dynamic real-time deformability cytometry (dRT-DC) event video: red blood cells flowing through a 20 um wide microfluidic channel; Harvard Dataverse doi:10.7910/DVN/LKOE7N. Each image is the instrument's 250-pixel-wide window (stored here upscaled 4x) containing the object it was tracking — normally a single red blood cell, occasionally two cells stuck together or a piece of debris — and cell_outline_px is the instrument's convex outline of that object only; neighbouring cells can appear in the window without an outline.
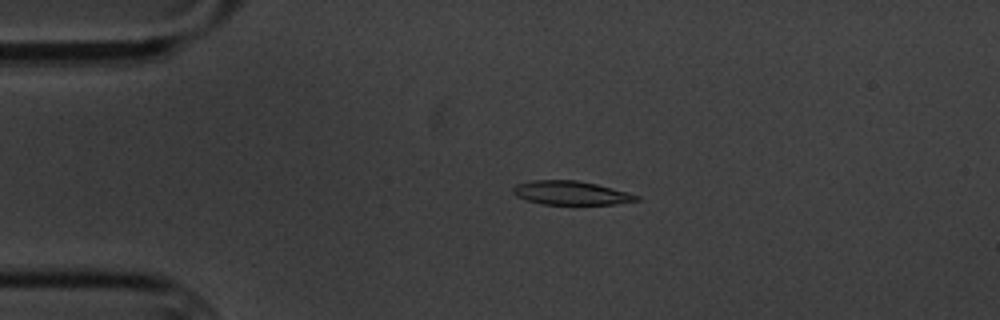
{"species": "common noctule bat (a hibernating species)", "species_latin": "Nyctalus noctula", "temperature_condition": "cold", "stored_images_in_passage": 5, "camera_frame_rate_fps": 3000, "um_per_image_px": 0.085, "animal": {"sex": "male", "body_mass_g": 20.1, "forearm_length_mm": 53.5}, "frame": {"image": 1, "passage_image": 4, "time_ms": 3.667, "image_size_px": [1000, 320], "cell_outline_px": [[640, 200], [616, 204], [544, 204], [528, 200], [516, 196], [512, 192], [512, 188], [516, 184], [532, 180], [576, 180], [596, 184], [628, 192], [640, 196]], "centroid_in_image_um": [48.53, 16.39], "position_along_channel_um": 36.5, "area_um2": 17.05}}